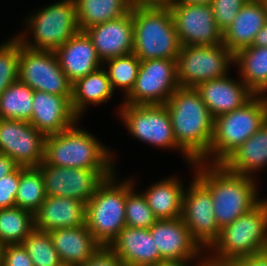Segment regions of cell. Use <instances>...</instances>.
Returning <instances> with one entry per match:
<instances>
[{
    "mask_svg": "<svg viewBox=\"0 0 267 266\" xmlns=\"http://www.w3.org/2000/svg\"><path fill=\"white\" fill-rule=\"evenodd\" d=\"M177 145L188 163L201 161L209 152L214 118L195 88L179 87L165 103Z\"/></svg>",
    "mask_w": 267,
    "mask_h": 266,
    "instance_id": "cell-1",
    "label": "cell"
},
{
    "mask_svg": "<svg viewBox=\"0 0 267 266\" xmlns=\"http://www.w3.org/2000/svg\"><path fill=\"white\" fill-rule=\"evenodd\" d=\"M205 164L201 161L193 164L197 170L195 177L210 191L220 229L262 201L257 197V186L252 177L230 172L222 164Z\"/></svg>",
    "mask_w": 267,
    "mask_h": 266,
    "instance_id": "cell-2",
    "label": "cell"
},
{
    "mask_svg": "<svg viewBox=\"0 0 267 266\" xmlns=\"http://www.w3.org/2000/svg\"><path fill=\"white\" fill-rule=\"evenodd\" d=\"M134 27L133 53L142 60H177L181 44L170 8L158 6L132 7Z\"/></svg>",
    "mask_w": 267,
    "mask_h": 266,
    "instance_id": "cell-3",
    "label": "cell"
},
{
    "mask_svg": "<svg viewBox=\"0 0 267 266\" xmlns=\"http://www.w3.org/2000/svg\"><path fill=\"white\" fill-rule=\"evenodd\" d=\"M100 143L74 124L58 134L46 136L44 162L66 168L114 169L112 153Z\"/></svg>",
    "mask_w": 267,
    "mask_h": 266,
    "instance_id": "cell-4",
    "label": "cell"
},
{
    "mask_svg": "<svg viewBox=\"0 0 267 266\" xmlns=\"http://www.w3.org/2000/svg\"><path fill=\"white\" fill-rule=\"evenodd\" d=\"M260 97V98H259ZM267 120V96L255 95L243 107L214 119V131L206 161L221 164L234 150L249 139Z\"/></svg>",
    "mask_w": 267,
    "mask_h": 266,
    "instance_id": "cell-5",
    "label": "cell"
},
{
    "mask_svg": "<svg viewBox=\"0 0 267 266\" xmlns=\"http://www.w3.org/2000/svg\"><path fill=\"white\" fill-rule=\"evenodd\" d=\"M210 248L216 266L267 249V199L223 227Z\"/></svg>",
    "mask_w": 267,
    "mask_h": 266,
    "instance_id": "cell-6",
    "label": "cell"
},
{
    "mask_svg": "<svg viewBox=\"0 0 267 266\" xmlns=\"http://www.w3.org/2000/svg\"><path fill=\"white\" fill-rule=\"evenodd\" d=\"M114 176L107 177L86 203L85 225L102 247H108L126 226L127 181L117 184Z\"/></svg>",
    "mask_w": 267,
    "mask_h": 266,
    "instance_id": "cell-7",
    "label": "cell"
},
{
    "mask_svg": "<svg viewBox=\"0 0 267 266\" xmlns=\"http://www.w3.org/2000/svg\"><path fill=\"white\" fill-rule=\"evenodd\" d=\"M27 25L34 40L28 41L26 33H21L17 37L22 45L36 50L55 51L79 31L74 0L59 1L38 10L27 20Z\"/></svg>",
    "mask_w": 267,
    "mask_h": 266,
    "instance_id": "cell-8",
    "label": "cell"
},
{
    "mask_svg": "<svg viewBox=\"0 0 267 266\" xmlns=\"http://www.w3.org/2000/svg\"><path fill=\"white\" fill-rule=\"evenodd\" d=\"M180 87L195 88L199 83L225 77L234 54L223 44L181 46L177 56Z\"/></svg>",
    "mask_w": 267,
    "mask_h": 266,
    "instance_id": "cell-9",
    "label": "cell"
},
{
    "mask_svg": "<svg viewBox=\"0 0 267 266\" xmlns=\"http://www.w3.org/2000/svg\"><path fill=\"white\" fill-rule=\"evenodd\" d=\"M19 80L34 91L72 95V82L61 69L54 51L27 48L21 43Z\"/></svg>",
    "mask_w": 267,
    "mask_h": 266,
    "instance_id": "cell-10",
    "label": "cell"
},
{
    "mask_svg": "<svg viewBox=\"0 0 267 266\" xmlns=\"http://www.w3.org/2000/svg\"><path fill=\"white\" fill-rule=\"evenodd\" d=\"M179 87L176 60H142L135 85L125 96L124 104H165Z\"/></svg>",
    "mask_w": 267,
    "mask_h": 266,
    "instance_id": "cell-11",
    "label": "cell"
},
{
    "mask_svg": "<svg viewBox=\"0 0 267 266\" xmlns=\"http://www.w3.org/2000/svg\"><path fill=\"white\" fill-rule=\"evenodd\" d=\"M120 117L132 136L158 147L182 149L177 145L165 104H124Z\"/></svg>",
    "mask_w": 267,
    "mask_h": 266,
    "instance_id": "cell-12",
    "label": "cell"
},
{
    "mask_svg": "<svg viewBox=\"0 0 267 266\" xmlns=\"http://www.w3.org/2000/svg\"><path fill=\"white\" fill-rule=\"evenodd\" d=\"M44 178L46 196L68 197L84 203L94 195L98 186L113 169H80L52 166L44 161L38 166Z\"/></svg>",
    "mask_w": 267,
    "mask_h": 266,
    "instance_id": "cell-13",
    "label": "cell"
},
{
    "mask_svg": "<svg viewBox=\"0 0 267 266\" xmlns=\"http://www.w3.org/2000/svg\"><path fill=\"white\" fill-rule=\"evenodd\" d=\"M189 187L183 194L182 219L199 246L209 249L221 232L216 222L212 196L196 177Z\"/></svg>",
    "mask_w": 267,
    "mask_h": 266,
    "instance_id": "cell-14",
    "label": "cell"
},
{
    "mask_svg": "<svg viewBox=\"0 0 267 266\" xmlns=\"http://www.w3.org/2000/svg\"><path fill=\"white\" fill-rule=\"evenodd\" d=\"M181 46H213L222 43L211 5L167 4Z\"/></svg>",
    "mask_w": 267,
    "mask_h": 266,
    "instance_id": "cell-15",
    "label": "cell"
},
{
    "mask_svg": "<svg viewBox=\"0 0 267 266\" xmlns=\"http://www.w3.org/2000/svg\"><path fill=\"white\" fill-rule=\"evenodd\" d=\"M45 138L28 121L0 119V153L19 166L38 167L44 161Z\"/></svg>",
    "mask_w": 267,
    "mask_h": 266,
    "instance_id": "cell-16",
    "label": "cell"
},
{
    "mask_svg": "<svg viewBox=\"0 0 267 266\" xmlns=\"http://www.w3.org/2000/svg\"><path fill=\"white\" fill-rule=\"evenodd\" d=\"M102 63L105 60L133 53L134 27L131 11L117 19L85 30Z\"/></svg>",
    "mask_w": 267,
    "mask_h": 266,
    "instance_id": "cell-17",
    "label": "cell"
},
{
    "mask_svg": "<svg viewBox=\"0 0 267 266\" xmlns=\"http://www.w3.org/2000/svg\"><path fill=\"white\" fill-rule=\"evenodd\" d=\"M72 95H56L42 91H34L33 113L29 121L45 136L58 134L79 119L71 107Z\"/></svg>",
    "mask_w": 267,
    "mask_h": 266,
    "instance_id": "cell-18",
    "label": "cell"
},
{
    "mask_svg": "<svg viewBox=\"0 0 267 266\" xmlns=\"http://www.w3.org/2000/svg\"><path fill=\"white\" fill-rule=\"evenodd\" d=\"M154 242L162 261L195 259L201 252V247L192 238L182 217L177 219L157 220L150 228Z\"/></svg>",
    "mask_w": 267,
    "mask_h": 266,
    "instance_id": "cell-19",
    "label": "cell"
},
{
    "mask_svg": "<svg viewBox=\"0 0 267 266\" xmlns=\"http://www.w3.org/2000/svg\"><path fill=\"white\" fill-rule=\"evenodd\" d=\"M195 89L213 118L243 107L255 94L245 83L225 77L199 83Z\"/></svg>",
    "mask_w": 267,
    "mask_h": 266,
    "instance_id": "cell-20",
    "label": "cell"
},
{
    "mask_svg": "<svg viewBox=\"0 0 267 266\" xmlns=\"http://www.w3.org/2000/svg\"><path fill=\"white\" fill-rule=\"evenodd\" d=\"M108 248L126 266H156L162 261L149 228L125 226Z\"/></svg>",
    "mask_w": 267,
    "mask_h": 266,
    "instance_id": "cell-21",
    "label": "cell"
},
{
    "mask_svg": "<svg viewBox=\"0 0 267 266\" xmlns=\"http://www.w3.org/2000/svg\"><path fill=\"white\" fill-rule=\"evenodd\" d=\"M54 52L61 69L72 83L96 71L102 65L101 59L85 31L79 30Z\"/></svg>",
    "mask_w": 267,
    "mask_h": 266,
    "instance_id": "cell-22",
    "label": "cell"
},
{
    "mask_svg": "<svg viewBox=\"0 0 267 266\" xmlns=\"http://www.w3.org/2000/svg\"><path fill=\"white\" fill-rule=\"evenodd\" d=\"M86 203L68 197L46 196L33 214L34 228L50 232L85 225Z\"/></svg>",
    "mask_w": 267,
    "mask_h": 266,
    "instance_id": "cell-23",
    "label": "cell"
},
{
    "mask_svg": "<svg viewBox=\"0 0 267 266\" xmlns=\"http://www.w3.org/2000/svg\"><path fill=\"white\" fill-rule=\"evenodd\" d=\"M267 22V5L262 0H249L231 25L222 33V43L233 53L250 47L256 34Z\"/></svg>",
    "mask_w": 267,
    "mask_h": 266,
    "instance_id": "cell-24",
    "label": "cell"
},
{
    "mask_svg": "<svg viewBox=\"0 0 267 266\" xmlns=\"http://www.w3.org/2000/svg\"><path fill=\"white\" fill-rule=\"evenodd\" d=\"M49 234L64 266H80L102 247L86 225L60 228Z\"/></svg>",
    "mask_w": 267,
    "mask_h": 266,
    "instance_id": "cell-25",
    "label": "cell"
},
{
    "mask_svg": "<svg viewBox=\"0 0 267 266\" xmlns=\"http://www.w3.org/2000/svg\"><path fill=\"white\" fill-rule=\"evenodd\" d=\"M228 171L248 176L267 165V120L222 163Z\"/></svg>",
    "mask_w": 267,
    "mask_h": 266,
    "instance_id": "cell-26",
    "label": "cell"
},
{
    "mask_svg": "<svg viewBox=\"0 0 267 266\" xmlns=\"http://www.w3.org/2000/svg\"><path fill=\"white\" fill-rule=\"evenodd\" d=\"M176 177L153 184L143 193L154 216L160 219L182 217L184 187Z\"/></svg>",
    "mask_w": 267,
    "mask_h": 266,
    "instance_id": "cell-27",
    "label": "cell"
},
{
    "mask_svg": "<svg viewBox=\"0 0 267 266\" xmlns=\"http://www.w3.org/2000/svg\"><path fill=\"white\" fill-rule=\"evenodd\" d=\"M105 69L99 68L77 79L72 84L71 107L78 118L89 103L99 105L106 102L114 94Z\"/></svg>",
    "mask_w": 267,
    "mask_h": 266,
    "instance_id": "cell-28",
    "label": "cell"
},
{
    "mask_svg": "<svg viewBox=\"0 0 267 266\" xmlns=\"http://www.w3.org/2000/svg\"><path fill=\"white\" fill-rule=\"evenodd\" d=\"M76 19L81 31L128 14L132 6L127 0H74Z\"/></svg>",
    "mask_w": 267,
    "mask_h": 266,
    "instance_id": "cell-29",
    "label": "cell"
},
{
    "mask_svg": "<svg viewBox=\"0 0 267 266\" xmlns=\"http://www.w3.org/2000/svg\"><path fill=\"white\" fill-rule=\"evenodd\" d=\"M239 67L241 79L255 94L267 87V47H247L234 54V64Z\"/></svg>",
    "mask_w": 267,
    "mask_h": 266,
    "instance_id": "cell-30",
    "label": "cell"
},
{
    "mask_svg": "<svg viewBox=\"0 0 267 266\" xmlns=\"http://www.w3.org/2000/svg\"><path fill=\"white\" fill-rule=\"evenodd\" d=\"M34 90L19 79L0 95V119L30 121Z\"/></svg>",
    "mask_w": 267,
    "mask_h": 266,
    "instance_id": "cell-31",
    "label": "cell"
},
{
    "mask_svg": "<svg viewBox=\"0 0 267 266\" xmlns=\"http://www.w3.org/2000/svg\"><path fill=\"white\" fill-rule=\"evenodd\" d=\"M46 198L44 178L38 167L20 166L16 207L35 213Z\"/></svg>",
    "mask_w": 267,
    "mask_h": 266,
    "instance_id": "cell-32",
    "label": "cell"
},
{
    "mask_svg": "<svg viewBox=\"0 0 267 266\" xmlns=\"http://www.w3.org/2000/svg\"><path fill=\"white\" fill-rule=\"evenodd\" d=\"M34 229L33 213L19 207L0 209V242L22 244Z\"/></svg>",
    "mask_w": 267,
    "mask_h": 266,
    "instance_id": "cell-33",
    "label": "cell"
},
{
    "mask_svg": "<svg viewBox=\"0 0 267 266\" xmlns=\"http://www.w3.org/2000/svg\"><path fill=\"white\" fill-rule=\"evenodd\" d=\"M106 62L109 67L106 72L113 91L116 87H121L127 96L135 85L141 61L132 53L105 60L103 63Z\"/></svg>",
    "mask_w": 267,
    "mask_h": 266,
    "instance_id": "cell-34",
    "label": "cell"
},
{
    "mask_svg": "<svg viewBox=\"0 0 267 266\" xmlns=\"http://www.w3.org/2000/svg\"><path fill=\"white\" fill-rule=\"evenodd\" d=\"M22 245L34 266H64L53 246L49 232L34 228Z\"/></svg>",
    "mask_w": 267,
    "mask_h": 266,
    "instance_id": "cell-35",
    "label": "cell"
},
{
    "mask_svg": "<svg viewBox=\"0 0 267 266\" xmlns=\"http://www.w3.org/2000/svg\"><path fill=\"white\" fill-rule=\"evenodd\" d=\"M133 181H127V195L125 203L126 226L148 229L158 219L148 206L143 193H136L133 189Z\"/></svg>",
    "mask_w": 267,
    "mask_h": 266,
    "instance_id": "cell-36",
    "label": "cell"
},
{
    "mask_svg": "<svg viewBox=\"0 0 267 266\" xmlns=\"http://www.w3.org/2000/svg\"><path fill=\"white\" fill-rule=\"evenodd\" d=\"M0 44V95L19 79L21 41L16 36Z\"/></svg>",
    "mask_w": 267,
    "mask_h": 266,
    "instance_id": "cell-37",
    "label": "cell"
},
{
    "mask_svg": "<svg viewBox=\"0 0 267 266\" xmlns=\"http://www.w3.org/2000/svg\"><path fill=\"white\" fill-rule=\"evenodd\" d=\"M249 0H213L211 7L217 27L222 33L231 25L239 10Z\"/></svg>",
    "mask_w": 267,
    "mask_h": 266,
    "instance_id": "cell-38",
    "label": "cell"
},
{
    "mask_svg": "<svg viewBox=\"0 0 267 266\" xmlns=\"http://www.w3.org/2000/svg\"><path fill=\"white\" fill-rule=\"evenodd\" d=\"M20 182V166L0 179V209L15 207Z\"/></svg>",
    "mask_w": 267,
    "mask_h": 266,
    "instance_id": "cell-39",
    "label": "cell"
},
{
    "mask_svg": "<svg viewBox=\"0 0 267 266\" xmlns=\"http://www.w3.org/2000/svg\"><path fill=\"white\" fill-rule=\"evenodd\" d=\"M2 266H34L22 244L4 245Z\"/></svg>",
    "mask_w": 267,
    "mask_h": 266,
    "instance_id": "cell-40",
    "label": "cell"
},
{
    "mask_svg": "<svg viewBox=\"0 0 267 266\" xmlns=\"http://www.w3.org/2000/svg\"><path fill=\"white\" fill-rule=\"evenodd\" d=\"M80 266H126L108 247H101L89 260Z\"/></svg>",
    "mask_w": 267,
    "mask_h": 266,
    "instance_id": "cell-41",
    "label": "cell"
},
{
    "mask_svg": "<svg viewBox=\"0 0 267 266\" xmlns=\"http://www.w3.org/2000/svg\"><path fill=\"white\" fill-rule=\"evenodd\" d=\"M221 266H267V249L227 261Z\"/></svg>",
    "mask_w": 267,
    "mask_h": 266,
    "instance_id": "cell-42",
    "label": "cell"
},
{
    "mask_svg": "<svg viewBox=\"0 0 267 266\" xmlns=\"http://www.w3.org/2000/svg\"><path fill=\"white\" fill-rule=\"evenodd\" d=\"M202 259L201 261L199 260V266H216L214 262L210 259V257H208L207 259ZM187 261L189 262L191 261V259L164 260L158 263L156 266H188L189 263Z\"/></svg>",
    "mask_w": 267,
    "mask_h": 266,
    "instance_id": "cell-43",
    "label": "cell"
},
{
    "mask_svg": "<svg viewBox=\"0 0 267 266\" xmlns=\"http://www.w3.org/2000/svg\"><path fill=\"white\" fill-rule=\"evenodd\" d=\"M19 165L8 155L0 153V179L12 173Z\"/></svg>",
    "mask_w": 267,
    "mask_h": 266,
    "instance_id": "cell-44",
    "label": "cell"
},
{
    "mask_svg": "<svg viewBox=\"0 0 267 266\" xmlns=\"http://www.w3.org/2000/svg\"><path fill=\"white\" fill-rule=\"evenodd\" d=\"M251 46L267 47V22L263 26V28L256 34Z\"/></svg>",
    "mask_w": 267,
    "mask_h": 266,
    "instance_id": "cell-45",
    "label": "cell"
},
{
    "mask_svg": "<svg viewBox=\"0 0 267 266\" xmlns=\"http://www.w3.org/2000/svg\"><path fill=\"white\" fill-rule=\"evenodd\" d=\"M167 0H127L132 6H158L166 3Z\"/></svg>",
    "mask_w": 267,
    "mask_h": 266,
    "instance_id": "cell-46",
    "label": "cell"
},
{
    "mask_svg": "<svg viewBox=\"0 0 267 266\" xmlns=\"http://www.w3.org/2000/svg\"><path fill=\"white\" fill-rule=\"evenodd\" d=\"M213 0H167L166 4H206V5H211V2Z\"/></svg>",
    "mask_w": 267,
    "mask_h": 266,
    "instance_id": "cell-47",
    "label": "cell"
},
{
    "mask_svg": "<svg viewBox=\"0 0 267 266\" xmlns=\"http://www.w3.org/2000/svg\"><path fill=\"white\" fill-rule=\"evenodd\" d=\"M4 245L0 242V266H2Z\"/></svg>",
    "mask_w": 267,
    "mask_h": 266,
    "instance_id": "cell-48",
    "label": "cell"
},
{
    "mask_svg": "<svg viewBox=\"0 0 267 266\" xmlns=\"http://www.w3.org/2000/svg\"><path fill=\"white\" fill-rule=\"evenodd\" d=\"M265 92H267V87L260 94L263 95V94H265Z\"/></svg>",
    "mask_w": 267,
    "mask_h": 266,
    "instance_id": "cell-49",
    "label": "cell"
}]
</instances>
